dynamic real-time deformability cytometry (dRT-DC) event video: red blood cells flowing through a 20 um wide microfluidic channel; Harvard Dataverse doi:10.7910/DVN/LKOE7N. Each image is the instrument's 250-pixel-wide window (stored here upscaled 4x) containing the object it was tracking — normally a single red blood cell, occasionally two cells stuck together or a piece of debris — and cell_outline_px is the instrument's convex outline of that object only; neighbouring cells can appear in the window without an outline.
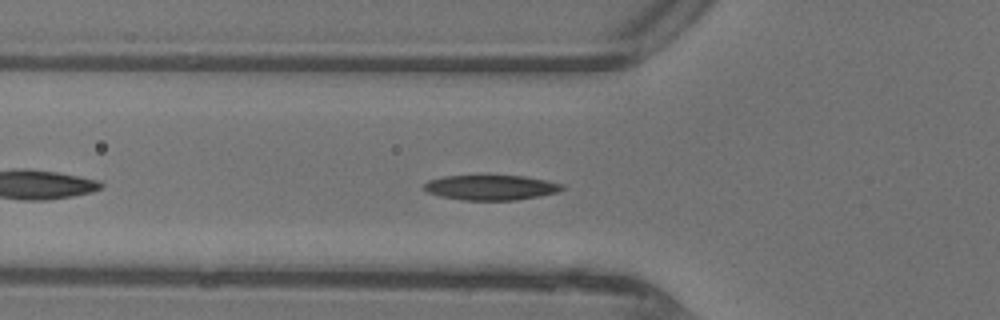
{"species": "common noctule bat (a hibernating species)", "species_latin": "Nyctalus noctula", "temperature_condition": "warm", "stored_images_in_passage": 33, "camera_frame_rate_fps": 3000, "um_per_image_px": 0.085, "animal": {"sex": "female"}, "frame": {"image": 1, "passage_image": 6, "time_ms": 1.667, "image_size_px": [1000, 320], "cell_outline_px": [[564, 188], [560, 192], [540, 196], [516, 200], [464, 200], [440, 196], [428, 192], [420, 188], [428, 180], [444, 176], [524, 176], [564, 184]], "centroid_in_image_um": [41.72, 15.94], "position_along_channel_um": 84.1, "area_um2": 20.17}}
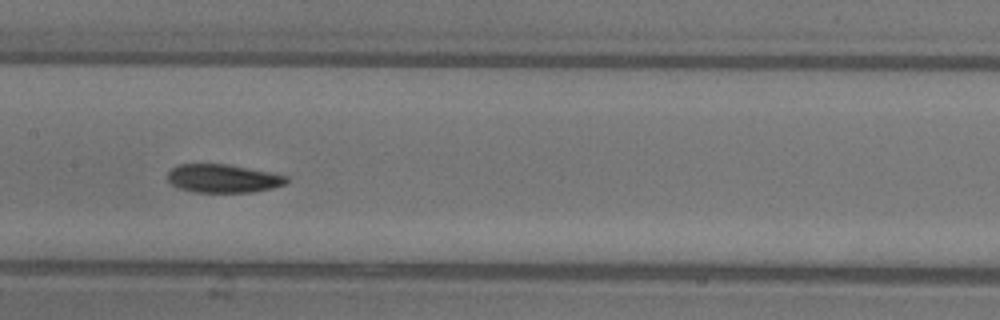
{"frame": {"image": 2, "passage_image": 13, "time_ms": 4.0, "image_size_px": [1000, 320], "cell_outline_px": [[288, 180], [284, 184], [272, 188], [252, 192], [192, 192], [180, 188], [172, 184], [168, 180], [168, 172], [172, 168], [180, 164], [228, 164], [288, 176]], "centroid_in_image_um": [18.95, 15.17], "position_along_channel_um": 188.5, "area_um2": 19.48}}
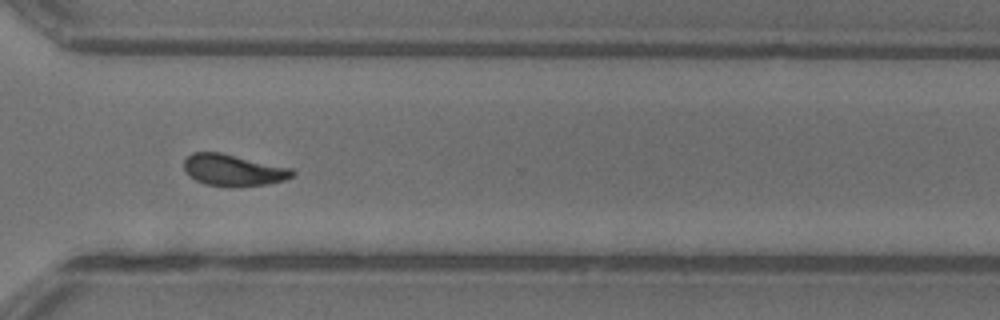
{"frame": {"image": 3, "passage_image": 24, "time_ms": 7.667, "image_size_px": [1000, 320], "cell_outline_px": [[296, 172], [292, 176], [284, 180], [268, 184], [204, 184], [188, 176], [184, 168], [184, 160], [192, 152], [220, 152], [292, 168]], "centroid_in_image_um": [19.81, 14.41], "position_along_channel_um": 350.8, "area_um2": 19.31}, "authors_computed_cell_mechanics": {"area_um2": 19.652, "velocity_mm_per_s": 4.4292, "shape_relaxation_time_tau1_ms": 2.9013, "shape_relaxation_time_tau2_ms": 2.2955, "deformation_change_tau1": 0.136, "deformation_change_tau2": 0.0837}}